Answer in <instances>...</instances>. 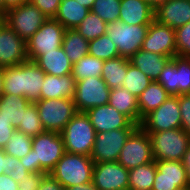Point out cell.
Masks as SVG:
<instances>
[{
    "mask_svg": "<svg viewBox=\"0 0 190 190\" xmlns=\"http://www.w3.org/2000/svg\"><path fill=\"white\" fill-rule=\"evenodd\" d=\"M46 73L32 60L16 66L3 67V93L25 97L35 103L40 100Z\"/></svg>",
    "mask_w": 190,
    "mask_h": 190,
    "instance_id": "cell-1",
    "label": "cell"
},
{
    "mask_svg": "<svg viewBox=\"0 0 190 190\" xmlns=\"http://www.w3.org/2000/svg\"><path fill=\"white\" fill-rule=\"evenodd\" d=\"M93 166L90 156L66 152L49 174L68 188L92 182Z\"/></svg>",
    "mask_w": 190,
    "mask_h": 190,
    "instance_id": "cell-2",
    "label": "cell"
},
{
    "mask_svg": "<svg viewBox=\"0 0 190 190\" xmlns=\"http://www.w3.org/2000/svg\"><path fill=\"white\" fill-rule=\"evenodd\" d=\"M65 151L90 156L96 131L85 112H77L60 132Z\"/></svg>",
    "mask_w": 190,
    "mask_h": 190,
    "instance_id": "cell-3",
    "label": "cell"
},
{
    "mask_svg": "<svg viewBox=\"0 0 190 190\" xmlns=\"http://www.w3.org/2000/svg\"><path fill=\"white\" fill-rule=\"evenodd\" d=\"M147 133L151 137L155 161H181L190 146V136L182 128Z\"/></svg>",
    "mask_w": 190,
    "mask_h": 190,
    "instance_id": "cell-4",
    "label": "cell"
},
{
    "mask_svg": "<svg viewBox=\"0 0 190 190\" xmlns=\"http://www.w3.org/2000/svg\"><path fill=\"white\" fill-rule=\"evenodd\" d=\"M35 104L45 131L60 133L77 113L73 99H40Z\"/></svg>",
    "mask_w": 190,
    "mask_h": 190,
    "instance_id": "cell-5",
    "label": "cell"
},
{
    "mask_svg": "<svg viewBox=\"0 0 190 190\" xmlns=\"http://www.w3.org/2000/svg\"><path fill=\"white\" fill-rule=\"evenodd\" d=\"M32 150L38 173H50L57 162L66 153L62 136L58 132L44 131L32 137Z\"/></svg>",
    "mask_w": 190,
    "mask_h": 190,
    "instance_id": "cell-6",
    "label": "cell"
},
{
    "mask_svg": "<svg viewBox=\"0 0 190 190\" xmlns=\"http://www.w3.org/2000/svg\"><path fill=\"white\" fill-rule=\"evenodd\" d=\"M48 19L29 1L4 13V22L25 42Z\"/></svg>",
    "mask_w": 190,
    "mask_h": 190,
    "instance_id": "cell-7",
    "label": "cell"
},
{
    "mask_svg": "<svg viewBox=\"0 0 190 190\" xmlns=\"http://www.w3.org/2000/svg\"><path fill=\"white\" fill-rule=\"evenodd\" d=\"M65 31L56 19L48 18L26 42L28 60L33 61L38 55L62 47Z\"/></svg>",
    "mask_w": 190,
    "mask_h": 190,
    "instance_id": "cell-8",
    "label": "cell"
},
{
    "mask_svg": "<svg viewBox=\"0 0 190 190\" xmlns=\"http://www.w3.org/2000/svg\"><path fill=\"white\" fill-rule=\"evenodd\" d=\"M148 27L149 25H129L118 21L108 23L107 34L116 45L120 56L129 59L141 49Z\"/></svg>",
    "mask_w": 190,
    "mask_h": 190,
    "instance_id": "cell-9",
    "label": "cell"
},
{
    "mask_svg": "<svg viewBox=\"0 0 190 190\" xmlns=\"http://www.w3.org/2000/svg\"><path fill=\"white\" fill-rule=\"evenodd\" d=\"M153 160L151 137L138 126L122 147L117 162L130 170Z\"/></svg>",
    "mask_w": 190,
    "mask_h": 190,
    "instance_id": "cell-10",
    "label": "cell"
},
{
    "mask_svg": "<svg viewBox=\"0 0 190 190\" xmlns=\"http://www.w3.org/2000/svg\"><path fill=\"white\" fill-rule=\"evenodd\" d=\"M171 96L190 94V57L173 56L157 80Z\"/></svg>",
    "mask_w": 190,
    "mask_h": 190,
    "instance_id": "cell-11",
    "label": "cell"
},
{
    "mask_svg": "<svg viewBox=\"0 0 190 190\" xmlns=\"http://www.w3.org/2000/svg\"><path fill=\"white\" fill-rule=\"evenodd\" d=\"M111 89L101 77H89L76 81L73 101L77 112L108 104Z\"/></svg>",
    "mask_w": 190,
    "mask_h": 190,
    "instance_id": "cell-12",
    "label": "cell"
},
{
    "mask_svg": "<svg viewBox=\"0 0 190 190\" xmlns=\"http://www.w3.org/2000/svg\"><path fill=\"white\" fill-rule=\"evenodd\" d=\"M136 128H122L96 133L90 158L94 163L115 162L130 134Z\"/></svg>",
    "mask_w": 190,
    "mask_h": 190,
    "instance_id": "cell-13",
    "label": "cell"
},
{
    "mask_svg": "<svg viewBox=\"0 0 190 190\" xmlns=\"http://www.w3.org/2000/svg\"><path fill=\"white\" fill-rule=\"evenodd\" d=\"M140 127L145 132H161L181 128L179 95H170L157 109L142 119Z\"/></svg>",
    "mask_w": 190,
    "mask_h": 190,
    "instance_id": "cell-14",
    "label": "cell"
},
{
    "mask_svg": "<svg viewBox=\"0 0 190 190\" xmlns=\"http://www.w3.org/2000/svg\"><path fill=\"white\" fill-rule=\"evenodd\" d=\"M92 183L98 190H128L129 170L117 161L94 163Z\"/></svg>",
    "mask_w": 190,
    "mask_h": 190,
    "instance_id": "cell-15",
    "label": "cell"
},
{
    "mask_svg": "<svg viewBox=\"0 0 190 190\" xmlns=\"http://www.w3.org/2000/svg\"><path fill=\"white\" fill-rule=\"evenodd\" d=\"M28 60L26 42L5 22L0 26V67H11Z\"/></svg>",
    "mask_w": 190,
    "mask_h": 190,
    "instance_id": "cell-16",
    "label": "cell"
},
{
    "mask_svg": "<svg viewBox=\"0 0 190 190\" xmlns=\"http://www.w3.org/2000/svg\"><path fill=\"white\" fill-rule=\"evenodd\" d=\"M141 49L170 58L176 56L175 29L154 20L148 27Z\"/></svg>",
    "mask_w": 190,
    "mask_h": 190,
    "instance_id": "cell-17",
    "label": "cell"
},
{
    "mask_svg": "<svg viewBox=\"0 0 190 190\" xmlns=\"http://www.w3.org/2000/svg\"><path fill=\"white\" fill-rule=\"evenodd\" d=\"M85 113L96 133L139 126L109 104L93 107Z\"/></svg>",
    "mask_w": 190,
    "mask_h": 190,
    "instance_id": "cell-18",
    "label": "cell"
},
{
    "mask_svg": "<svg viewBox=\"0 0 190 190\" xmlns=\"http://www.w3.org/2000/svg\"><path fill=\"white\" fill-rule=\"evenodd\" d=\"M155 20L177 29L190 21V0H168L154 10Z\"/></svg>",
    "mask_w": 190,
    "mask_h": 190,
    "instance_id": "cell-19",
    "label": "cell"
},
{
    "mask_svg": "<svg viewBox=\"0 0 190 190\" xmlns=\"http://www.w3.org/2000/svg\"><path fill=\"white\" fill-rule=\"evenodd\" d=\"M154 10L145 0H121L119 22L150 25L155 20Z\"/></svg>",
    "mask_w": 190,
    "mask_h": 190,
    "instance_id": "cell-20",
    "label": "cell"
},
{
    "mask_svg": "<svg viewBox=\"0 0 190 190\" xmlns=\"http://www.w3.org/2000/svg\"><path fill=\"white\" fill-rule=\"evenodd\" d=\"M75 87L76 79L72 74L60 77L46 74L42 83L40 99H73Z\"/></svg>",
    "mask_w": 190,
    "mask_h": 190,
    "instance_id": "cell-21",
    "label": "cell"
},
{
    "mask_svg": "<svg viewBox=\"0 0 190 190\" xmlns=\"http://www.w3.org/2000/svg\"><path fill=\"white\" fill-rule=\"evenodd\" d=\"M33 61L46 74L59 77L72 74L73 64L66 56L63 47L38 55Z\"/></svg>",
    "mask_w": 190,
    "mask_h": 190,
    "instance_id": "cell-22",
    "label": "cell"
},
{
    "mask_svg": "<svg viewBox=\"0 0 190 190\" xmlns=\"http://www.w3.org/2000/svg\"><path fill=\"white\" fill-rule=\"evenodd\" d=\"M171 58L139 49L129 58L131 64L147 75L152 81H157L161 71Z\"/></svg>",
    "mask_w": 190,
    "mask_h": 190,
    "instance_id": "cell-23",
    "label": "cell"
},
{
    "mask_svg": "<svg viewBox=\"0 0 190 190\" xmlns=\"http://www.w3.org/2000/svg\"><path fill=\"white\" fill-rule=\"evenodd\" d=\"M108 104L127 116L133 123L140 126L138 99L126 88L118 87L111 89Z\"/></svg>",
    "mask_w": 190,
    "mask_h": 190,
    "instance_id": "cell-24",
    "label": "cell"
},
{
    "mask_svg": "<svg viewBox=\"0 0 190 190\" xmlns=\"http://www.w3.org/2000/svg\"><path fill=\"white\" fill-rule=\"evenodd\" d=\"M91 10L76 0H61L54 17L65 29H75Z\"/></svg>",
    "mask_w": 190,
    "mask_h": 190,
    "instance_id": "cell-25",
    "label": "cell"
},
{
    "mask_svg": "<svg viewBox=\"0 0 190 190\" xmlns=\"http://www.w3.org/2000/svg\"><path fill=\"white\" fill-rule=\"evenodd\" d=\"M170 94L157 81H151L149 86L138 96L140 124L142 119L151 111L157 109Z\"/></svg>",
    "mask_w": 190,
    "mask_h": 190,
    "instance_id": "cell-26",
    "label": "cell"
},
{
    "mask_svg": "<svg viewBox=\"0 0 190 190\" xmlns=\"http://www.w3.org/2000/svg\"><path fill=\"white\" fill-rule=\"evenodd\" d=\"M32 102L25 97H18L12 94L0 97V117L8 119L15 129H17L24 117V111Z\"/></svg>",
    "mask_w": 190,
    "mask_h": 190,
    "instance_id": "cell-27",
    "label": "cell"
},
{
    "mask_svg": "<svg viewBox=\"0 0 190 190\" xmlns=\"http://www.w3.org/2000/svg\"><path fill=\"white\" fill-rule=\"evenodd\" d=\"M62 47L72 64L88 55L89 41L86 40L77 29H66Z\"/></svg>",
    "mask_w": 190,
    "mask_h": 190,
    "instance_id": "cell-28",
    "label": "cell"
},
{
    "mask_svg": "<svg viewBox=\"0 0 190 190\" xmlns=\"http://www.w3.org/2000/svg\"><path fill=\"white\" fill-rule=\"evenodd\" d=\"M129 59L119 56L104 61L101 78L110 89L121 87L127 74Z\"/></svg>",
    "mask_w": 190,
    "mask_h": 190,
    "instance_id": "cell-29",
    "label": "cell"
},
{
    "mask_svg": "<svg viewBox=\"0 0 190 190\" xmlns=\"http://www.w3.org/2000/svg\"><path fill=\"white\" fill-rule=\"evenodd\" d=\"M157 171L156 161L129 170L128 190H151Z\"/></svg>",
    "mask_w": 190,
    "mask_h": 190,
    "instance_id": "cell-30",
    "label": "cell"
},
{
    "mask_svg": "<svg viewBox=\"0 0 190 190\" xmlns=\"http://www.w3.org/2000/svg\"><path fill=\"white\" fill-rule=\"evenodd\" d=\"M104 61L91 55H86L72 67V76L78 80L89 77H101Z\"/></svg>",
    "mask_w": 190,
    "mask_h": 190,
    "instance_id": "cell-31",
    "label": "cell"
},
{
    "mask_svg": "<svg viewBox=\"0 0 190 190\" xmlns=\"http://www.w3.org/2000/svg\"><path fill=\"white\" fill-rule=\"evenodd\" d=\"M107 27L108 24L104 20L90 11L76 29L80 35L90 41L107 34Z\"/></svg>",
    "mask_w": 190,
    "mask_h": 190,
    "instance_id": "cell-32",
    "label": "cell"
},
{
    "mask_svg": "<svg viewBox=\"0 0 190 190\" xmlns=\"http://www.w3.org/2000/svg\"><path fill=\"white\" fill-rule=\"evenodd\" d=\"M151 79L128 61V69L121 87L138 96L149 86Z\"/></svg>",
    "mask_w": 190,
    "mask_h": 190,
    "instance_id": "cell-33",
    "label": "cell"
},
{
    "mask_svg": "<svg viewBox=\"0 0 190 190\" xmlns=\"http://www.w3.org/2000/svg\"><path fill=\"white\" fill-rule=\"evenodd\" d=\"M88 54L103 61L114 59L120 56L116 45L108 34L89 41Z\"/></svg>",
    "mask_w": 190,
    "mask_h": 190,
    "instance_id": "cell-34",
    "label": "cell"
},
{
    "mask_svg": "<svg viewBox=\"0 0 190 190\" xmlns=\"http://www.w3.org/2000/svg\"><path fill=\"white\" fill-rule=\"evenodd\" d=\"M31 148L32 137L16 129L3 149L6 154L20 159L28 154Z\"/></svg>",
    "mask_w": 190,
    "mask_h": 190,
    "instance_id": "cell-35",
    "label": "cell"
},
{
    "mask_svg": "<svg viewBox=\"0 0 190 190\" xmlns=\"http://www.w3.org/2000/svg\"><path fill=\"white\" fill-rule=\"evenodd\" d=\"M155 178L168 180H188L187 172L181 161H156Z\"/></svg>",
    "mask_w": 190,
    "mask_h": 190,
    "instance_id": "cell-36",
    "label": "cell"
},
{
    "mask_svg": "<svg viewBox=\"0 0 190 190\" xmlns=\"http://www.w3.org/2000/svg\"><path fill=\"white\" fill-rule=\"evenodd\" d=\"M17 130L34 137L40 133H43L45 129L39 118L37 106L35 103H31L24 111V117Z\"/></svg>",
    "mask_w": 190,
    "mask_h": 190,
    "instance_id": "cell-37",
    "label": "cell"
},
{
    "mask_svg": "<svg viewBox=\"0 0 190 190\" xmlns=\"http://www.w3.org/2000/svg\"><path fill=\"white\" fill-rule=\"evenodd\" d=\"M121 0H95L91 12L98 15L107 24L118 22Z\"/></svg>",
    "mask_w": 190,
    "mask_h": 190,
    "instance_id": "cell-38",
    "label": "cell"
},
{
    "mask_svg": "<svg viewBox=\"0 0 190 190\" xmlns=\"http://www.w3.org/2000/svg\"><path fill=\"white\" fill-rule=\"evenodd\" d=\"M176 55L190 57V21L175 29Z\"/></svg>",
    "mask_w": 190,
    "mask_h": 190,
    "instance_id": "cell-39",
    "label": "cell"
},
{
    "mask_svg": "<svg viewBox=\"0 0 190 190\" xmlns=\"http://www.w3.org/2000/svg\"><path fill=\"white\" fill-rule=\"evenodd\" d=\"M181 128L190 136V94L179 95Z\"/></svg>",
    "mask_w": 190,
    "mask_h": 190,
    "instance_id": "cell-40",
    "label": "cell"
},
{
    "mask_svg": "<svg viewBox=\"0 0 190 190\" xmlns=\"http://www.w3.org/2000/svg\"><path fill=\"white\" fill-rule=\"evenodd\" d=\"M36 6L46 17L54 18L61 0H28Z\"/></svg>",
    "mask_w": 190,
    "mask_h": 190,
    "instance_id": "cell-41",
    "label": "cell"
},
{
    "mask_svg": "<svg viewBox=\"0 0 190 190\" xmlns=\"http://www.w3.org/2000/svg\"><path fill=\"white\" fill-rule=\"evenodd\" d=\"M190 186L188 180H168L155 178L151 190H178Z\"/></svg>",
    "mask_w": 190,
    "mask_h": 190,
    "instance_id": "cell-42",
    "label": "cell"
},
{
    "mask_svg": "<svg viewBox=\"0 0 190 190\" xmlns=\"http://www.w3.org/2000/svg\"><path fill=\"white\" fill-rule=\"evenodd\" d=\"M46 173L29 172L18 182L20 190H37Z\"/></svg>",
    "mask_w": 190,
    "mask_h": 190,
    "instance_id": "cell-43",
    "label": "cell"
},
{
    "mask_svg": "<svg viewBox=\"0 0 190 190\" xmlns=\"http://www.w3.org/2000/svg\"><path fill=\"white\" fill-rule=\"evenodd\" d=\"M16 129L8 119L0 117V149H3Z\"/></svg>",
    "mask_w": 190,
    "mask_h": 190,
    "instance_id": "cell-44",
    "label": "cell"
},
{
    "mask_svg": "<svg viewBox=\"0 0 190 190\" xmlns=\"http://www.w3.org/2000/svg\"><path fill=\"white\" fill-rule=\"evenodd\" d=\"M16 157H12L4 152V149H0V175L8 173L15 169Z\"/></svg>",
    "mask_w": 190,
    "mask_h": 190,
    "instance_id": "cell-45",
    "label": "cell"
},
{
    "mask_svg": "<svg viewBox=\"0 0 190 190\" xmlns=\"http://www.w3.org/2000/svg\"><path fill=\"white\" fill-rule=\"evenodd\" d=\"M37 190H65V188L47 173L42 177L40 186Z\"/></svg>",
    "mask_w": 190,
    "mask_h": 190,
    "instance_id": "cell-46",
    "label": "cell"
},
{
    "mask_svg": "<svg viewBox=\"0 0 190 190\" xmlns=\"http://www.w3.org/2000/svg\"><path fill=\"white\" fill-rule=\"evenodd\" d=\"M29 173L28 169L25 168L20 161V159L16 158V166L15 169L8 172L7 174L17 183L23 179L25 175Z\"/></svg>",
    "mask_w": 190,
    "mask_h": 190,
    "instance_id": "cell-47",
    "label": "cell"
},
{
    "mask_svg": "<svg viewBox=\"0 0 190 190\" xmlns=\"http://www.w3.org/2000/svg\"><path fill=\"white\" fill-rule=\"evenodd\" d=\"M20 161L29 172H38V162H35L34 150L31 149L28 154L20 158Z\"/></svg>",
    "mask_w": 190,
    "mask_h": 190,
    "instance_id": "cell-48",
    "label": "cell"
},
{
    "mask_svg": "<svg viewBox=\"0 0 190 190\" xmlns=\"http://www.w3.org/2000/svg\"><path fill=\"white\" fill-rule=\"evenodd\" d=\"M19 185L7 173L0 175V190H18Z\"/></svg>",
    "mask_w": 190,
    "mask_h": 190,
    "instance_id": "cell-49",
    "label": "cell"
},
{
    "mask_svg": "<svg viewBox=\"0 0 190 190\" xmlns=\"http://www.w3.org/2000/svg\"><path fill=\"white\" fill-rule=\"evenodd\" d=\"M26 2L28 0H3V13Z\"/></svg>",
    "mask_w": 190,
    "mask_h": 190,
    "instance_id": "cell-50",
    "label": "cell"
},
{
    "mask_svg": "<svg viewBox=\"0 0 190 190\" xmlns=\"http://www.w3.org/2000/svg\"><path fill=\"white\" fill-rule=\"evenodd\" d=\"M183 166L186 169L187 172V178L190 184V146L188 147L187 151L185 152V154L183 155V158L181 160Z\"/></svg>",
    "mask_w": 190,
    "mask_h": 190,
    "instance_id": "cell-51",
    "label": "cell"
},
{
    "mask_svg": "<svg viewBox=\"0 0 190 190\" xmlns=\"http://www.w3.org/2000/svg\"><path fill=\"white\" fill-rule=\"evenodd\" d=\"M65 190H98L92 182H87L84 184H79L75 186H70L65 188Z\"/></svg>",
    "mask_w": 190,
    "mask_h": 190,
    "instance_id": "cell-52",
    "label": "cell"
},
{
    "mask_svg": "<svg viewBox=\"0 0 190 190\" xmlns=\"http://www.w3.org/2000/svg\"><path fill=\"white\" fill-rule=\"evenodd\" d=\"M151 7L156 9L160 4L168 1V0H145Z\"/></svg>",
    "mask_w": 190,
    "mask_h": 190,
    "instance_id": "cell-53",
    "label": "cell"
},
{
    "mask_svg": "<svg viewBox=\"0 0 190 190\" xmlns=\"http://www.w3.org/2000/svg\"><path fill=\"white\" fill-rule=\"evenodd\" d=\"M76 1H78V3H80L81 5L87 7L91 10L95 0H76Z\"/></svg>",
    "mask_w": 190,
    "mask_h": 190,
    "instance_id": "cell-54",
    "label": "cell"
},
{
    "mask_svg": "<svg viewBox=\"0 0 190 190\" xmlns=\"http://www.w3.org/2000/svg\"><path fill=\"white\" fill-rule=\"evenodd\" d=\"M4 95L3 93V68L0 67V97Z\"/></svg>",
    "mask_w": 190,
    "mask_h": 190,
    "instance_id": "cell-55",
    "label": "cell"
},
{
    "mask_svg": "<svg viewBox=\"0 0 190 190\" xmlns=\"http://www.w3.org/2000/svg\"><path fill=\"white\" fill-rule=\"evenodd\" d=\"M4 23V13L0 11V26Z\"/></svg>",
    "mask_w": 190,
    "mask_h": 190,
    "instance_id": "cell-56",
    "label": "cell"
},
{
    "mask_svg": "<svg viewBox=\"0 0 190 190\" xmlns=\"http://www.w3.org/2000/svg\"><path fill=\"white\" fill-rule=\"evenodd\" d=\"M0 11L3 12V0H0Z\"/></svg>",
    "mask_w": 190,
    "mask_h": 190,
    "instance_id": "cell-57",
    "label": "cell"
},
{
    "mask_svg": "<svg viewBox=\"0 0 190 190\" xmlns=\"http://www.w3.org/2000/svg\"><path fill=\"white\" fill-rule=\"evenodd\" d=\"M178 190H190V186Z\"/></svg>",
    "mask_w": 190,
    "mask_h": 190,
    "instance_id": "cell-58",
    "label": "cell"
}]
</instances>
